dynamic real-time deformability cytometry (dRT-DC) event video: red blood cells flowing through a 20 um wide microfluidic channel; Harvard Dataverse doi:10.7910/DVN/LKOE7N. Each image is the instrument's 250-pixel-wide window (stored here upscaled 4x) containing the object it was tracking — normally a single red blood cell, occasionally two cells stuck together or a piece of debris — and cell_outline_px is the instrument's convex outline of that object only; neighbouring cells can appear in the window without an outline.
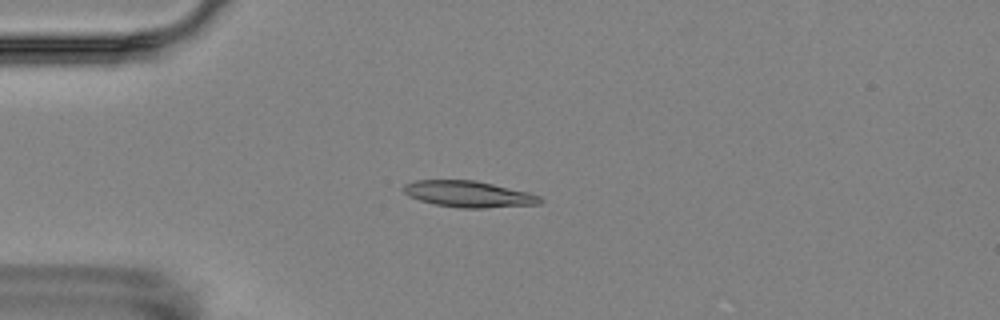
{"species": "Egyptian fruit bat (a non-hibernating species)", "species_latin": "Rousettus aegyptiacus", "temperature_condition": "room temperature", "stored_images_in_passage": 4, "camera_frame_rate_fps": 3000, "um_per_image_px": 0.085, "animal": {"sex": "female"}, "frame": {"image": 1, "passage_image": 3, "time_ms": 3.0, "image_size_px": [1000, 320], "cell_outline_px": [[544, 200], [540, 204], [484, 208], [460, 208], [436, 204], [420, 200], [408, 196], [400, 188], [404, 184], [416, 180], [476, 180], [528, 192], [540, 196]], "centroid_in_image_um": [39.82, 16.49], "position_along_channel_um": 45.2, "area_um2": 20.98}}